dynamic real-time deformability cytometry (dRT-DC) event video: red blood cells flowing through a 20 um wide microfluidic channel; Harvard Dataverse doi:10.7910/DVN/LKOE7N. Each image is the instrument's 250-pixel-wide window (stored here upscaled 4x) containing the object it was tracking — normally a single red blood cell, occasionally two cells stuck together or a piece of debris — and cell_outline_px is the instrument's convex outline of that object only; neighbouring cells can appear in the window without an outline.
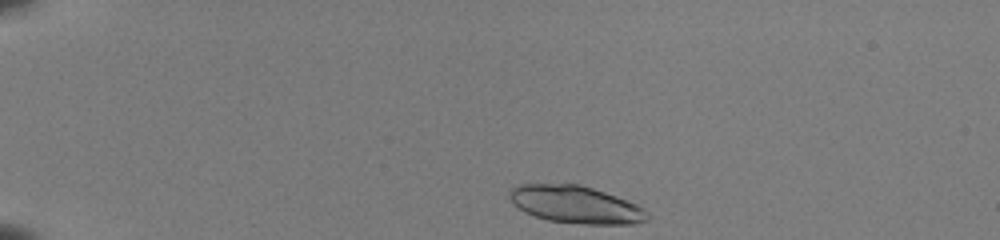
{"species": "common noctule bat (a hibernating species)", "species_latin": "Nyctalus noctula", "temperature_condition": "room temperature", "stored_images_in_passage": 41, "camera_frame_rate_fps": 3000, "um_per_image_px": 0.085, "animal": {"sex": "female", "body_mass_g": 22.0, "forearm_length_mm": 56.7}, "frame": {"image": 1, "passage_image": 1, "time_ms": 0.0, "image_size_px": [1000, 240], "cell_outline_px": [[652, 216], [648, 220], [632, 224], [584, 224], [548, 220], [524, 212], [512, 204], [508, 196], [508, 192], [512, 188], [520, 184], [580, 184], [628, 200], [644, 208]], "centroid_in_image_um": [48.94, 17.39], "position_along_channel_um": 36.1, "area_um2": 30.23}, "authors_computed_cell_mechanics": {"area_um2": 18.9006, "velocity_mm_per_s": 3.9707, "shape_relaxation_time_tau1_ms": 0.9724, "shape_relaxation_time_tau2_ms": 1.7865, "deformation_change_tau1": 0.2641, "deformation_change_tau2": 0.0394}}